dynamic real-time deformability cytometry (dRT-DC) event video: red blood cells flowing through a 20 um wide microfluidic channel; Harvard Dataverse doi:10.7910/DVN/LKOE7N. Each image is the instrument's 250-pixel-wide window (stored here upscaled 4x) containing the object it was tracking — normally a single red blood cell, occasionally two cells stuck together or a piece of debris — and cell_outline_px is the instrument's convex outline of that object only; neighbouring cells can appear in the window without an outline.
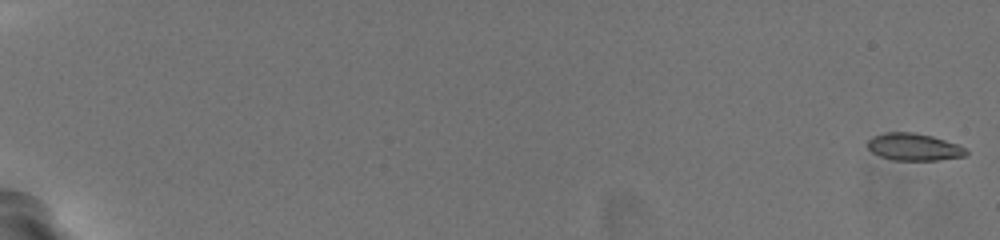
{"species": "common noctule bat (a hibernating species)", "species_latin": "Nyctalus noctula", "temperature_condition": "warm", "stored_images_in_passage": 5, "camera_frame_rate_fps": 3000, "um_per_image_px": 0.085, "animal": {"sex": "female", "body_mass_g": 19.5, "forearm_length_mm": 54.1}, "frame": {"image": 1, "passage_image": 1, "time_ms": 0.0, "image_size_px": [1000, 240], "cell_outline_px": [[968, 152], [964, 156], [936, 160], [892, 160], [880, 156], [872, 152], [868, 148], [868, 140], [872, 136], [884, 132], [912, 132], [932, 136], [956, 144], [964, 148]], "centroid_in_image_um": [77.63, 12.49], "position_along_channel_um": 7.4, "area_um2": 15.49}}